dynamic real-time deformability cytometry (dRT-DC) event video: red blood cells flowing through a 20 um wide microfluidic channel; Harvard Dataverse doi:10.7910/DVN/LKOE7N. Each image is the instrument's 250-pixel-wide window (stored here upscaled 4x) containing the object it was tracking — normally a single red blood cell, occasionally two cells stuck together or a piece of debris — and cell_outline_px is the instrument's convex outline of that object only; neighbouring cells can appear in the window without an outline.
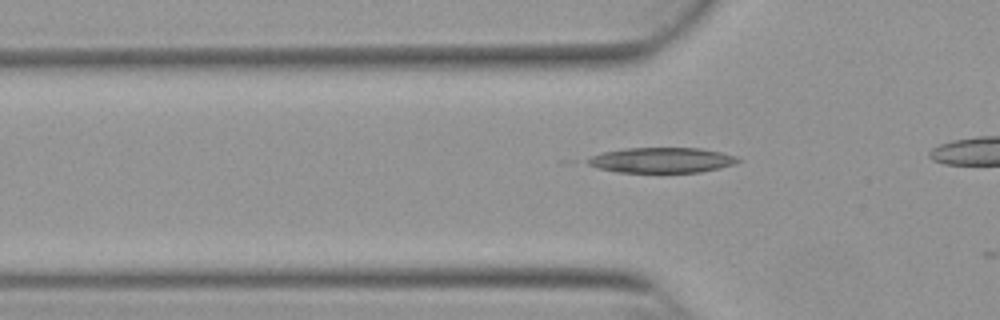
{"species": "Egyptian fruit bat (a non-hibernating species)", "species_latin": "Rousettus aegyptiacus", "temperature_condition": "warm", "stored_images_in_passage": 13, "camera_frame_rate_fps": 3000, "um_per_image_px": 0.085, "animal": {"sex": "female"}, "frame": {"image": 1, "passage_image": 11, "time_ms": 3.333, "image_size_px": [1000, 320], "cell_outline_px": [[740, 160], [736, 164], [720, 168], [700, 172], [616, 172], [596, 168], [588, 164], [584, 160], [592, 156], [604, 152], [624, 148], [700, 148], [720, 152], [736, 156]], "centroid_in_image_um": [56.23, 13.61], "position_along_channel_um": 69.6, "area_um2": 22.2}}